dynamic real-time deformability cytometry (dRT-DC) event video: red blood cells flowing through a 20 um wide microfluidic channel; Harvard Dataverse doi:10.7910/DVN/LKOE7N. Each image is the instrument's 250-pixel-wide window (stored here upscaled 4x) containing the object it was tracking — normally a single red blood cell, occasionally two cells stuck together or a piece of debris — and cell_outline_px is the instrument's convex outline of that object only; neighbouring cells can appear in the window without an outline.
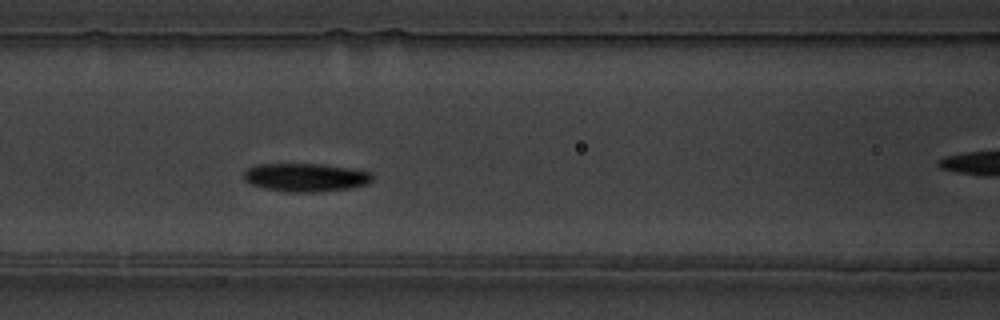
{"species": "common noctule bat (a hibernating species)", "species_latin": "Nyctalus noctula", "temperature_condition": "warm", "stored_images_in_passage": 6, "camera_frame_rate_fps": 3000, "um_per_image_px": 0.085, "animal": {"sex": "male", "body_mass_g": 19.5, "forearm_length_mm": 54.6}, "frame": {"image": 1, "passage_image": 5, "time_ms": 4.667, "image_size_px": [1000, 320], "cell_outline_px": [[372, 180], [368, 184], [348, 188], [312, 192], [284, 192], [264, 188], [252, 184], [244, 180], [244, 172], [248, 168], [256, 164], [320, 164], [348, 168], [372, 172]], "centroid_in_image_um": [25.96, 15.08], "position_along_channel_um": 140.6, "area_um2": 21.1}}